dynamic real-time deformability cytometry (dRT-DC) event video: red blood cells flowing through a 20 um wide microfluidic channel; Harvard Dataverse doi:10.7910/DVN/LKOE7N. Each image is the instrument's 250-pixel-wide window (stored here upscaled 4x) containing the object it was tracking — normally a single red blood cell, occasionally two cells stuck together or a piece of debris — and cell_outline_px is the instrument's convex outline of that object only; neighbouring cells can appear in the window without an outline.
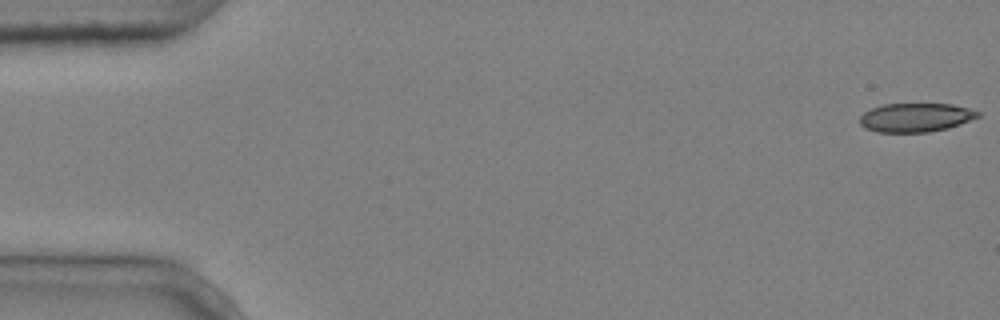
{"species": "common noctule bat (a hibernating species)", "species_latin": "Nyctalus noctula", "temperature_condition": "cold", "stored_images_in_passage": 4, "camera_frame_rate_fps": 3000, "um_per_image_px": 0.085, "animal": {"sex": "male", "body_mass_g": 20.4}, "frame": {"image": 1, "passage_image": 1, "time_ms": 0.0, "image_size_px": [1000, 320], "cell_outline_px": [[980, 116], [960, 124], [948, 128], [928, 132], [876, 132], [864, 128], [860, 124], [860, 116], [864, 112], [872, 108], [884, 104], [952, 104], [968, 108], [980, 112]], "centroid_in_image_um": [77.82, 9.99], "position_along_channel_um": 7.2, "area_um2": 19.83}}
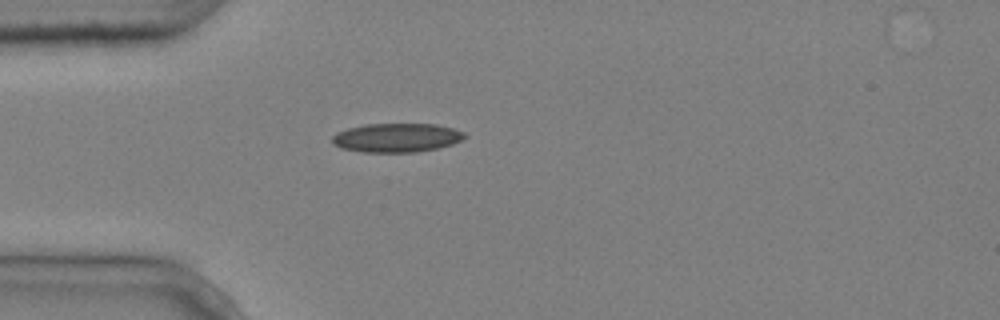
{"frame": {"image": 2, "passage_image": 4, "time_ms": 1.0, "image_size_px": [1000, 320], "cell_outline_px": [[468, 136], [452, 144], [436, 148], [416, 152], [364, 152], [340, 148], [332, 144], [332, 136], [336, 132], [348, 128], [364, 124], [436, 124], [452, 128], [464, 132]], "centroid_in_image_um": [33.68, 11.7], "position_along_channel_um": 51.3, "area_um2": 22.37}}